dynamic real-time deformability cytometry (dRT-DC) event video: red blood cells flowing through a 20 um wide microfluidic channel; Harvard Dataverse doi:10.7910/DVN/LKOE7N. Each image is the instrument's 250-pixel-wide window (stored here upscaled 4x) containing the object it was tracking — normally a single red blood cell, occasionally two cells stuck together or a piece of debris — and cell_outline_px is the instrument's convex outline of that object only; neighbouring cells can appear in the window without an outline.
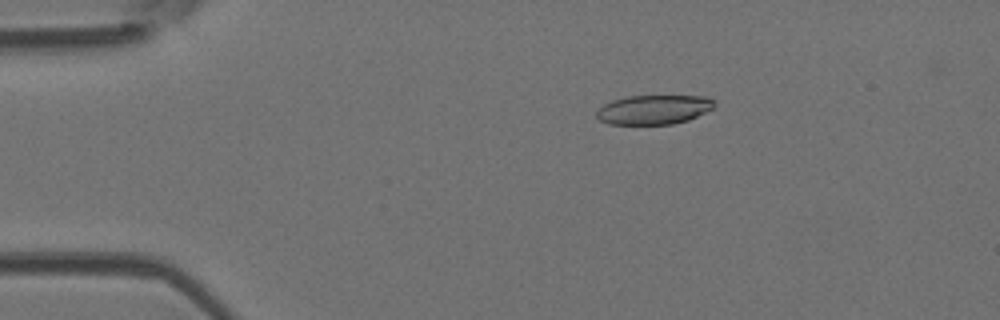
{"species": "Egyptian fruit bat (a non-hibernating species)", "species_latin": "Rousettus aegyptiacus", "temperature_condition": "room temperature", "stored_images_in_passage": 52, "camera_frame_rate_fps": 3000, "um_per_image_px": 0.085, "animal": {"sex": "female"}, "frame": {"image": 1, "passage_image": 10, "time_ms": 3.0, "image_size_px": [1000, 320], "cell_outline_px": [[716, 104], [712, 108], [688, 120], [672, 124], [608, 124], [600, 120], [596, 116], [596, 112], [604, 104], [612, 100], [628, 96], [708, 96], [716, 100]], "centroid_in_image_um": [55.58, 9.31], "position_along_channel_um": 29.4, "area_um2": 20.11}}
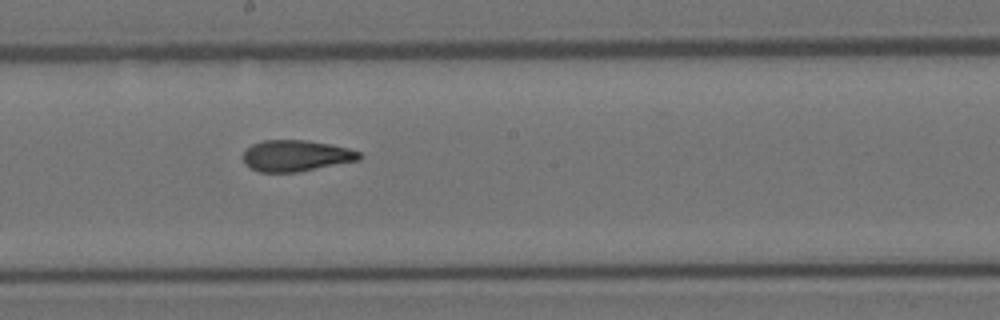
{"frame": {"image": 2, "passage_image": 29, "time_ms": 9.333, "image_size_px": [1000, 320], "cell_outline_px": [[364, 156], [360, 160], [296, 172], [260, 172], [244, 164], [244, 152], [252, 144], [264, 140], [308, 140], [348, 148], [360, 152]], "centroid_in_image_um": [25.18, 13.23], "position_along_channel_um": 223.0, "area_um2": 21.04}}
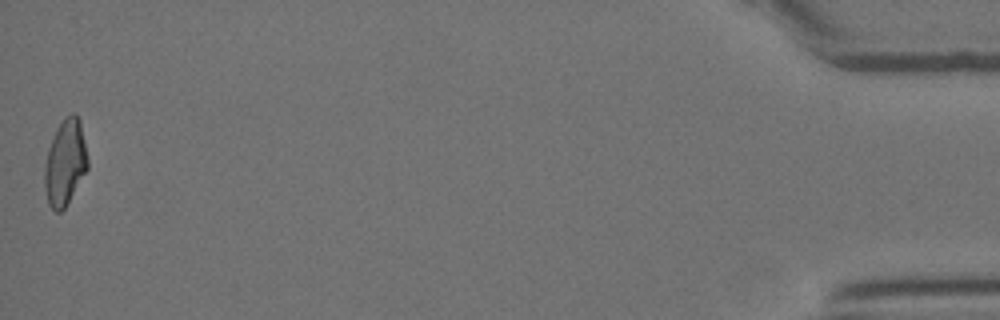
{"frame": {"image": 3, "passage_image": 52, "time_ms": 17.0, "image_size_px": [1000, 320], "cell_outline_px": [[88, 168], [64, 208], [60, 212], [56, 212], [48, 204], [44, 188], [44, 164], [48, 148], [56, 128], [64, 116], [72, 112], [76, 112], [80, 120], [88, 160]], "centroid_in_image_um": [5.52, 13.78], "position_along_channel_um": 429.7, "area_um2": 21.68}, "authors_computed_cell_mechanics": {"area_um2": 21.6172, "velocity_mm_per_s": 3.9421, "shape_relaxation_time_tau1_ms": null, "shape_relaxation_time_tau2_ms": 2.2645, "deformation_change_tau1": null, "deformation_change_tau2": 0.1008}}